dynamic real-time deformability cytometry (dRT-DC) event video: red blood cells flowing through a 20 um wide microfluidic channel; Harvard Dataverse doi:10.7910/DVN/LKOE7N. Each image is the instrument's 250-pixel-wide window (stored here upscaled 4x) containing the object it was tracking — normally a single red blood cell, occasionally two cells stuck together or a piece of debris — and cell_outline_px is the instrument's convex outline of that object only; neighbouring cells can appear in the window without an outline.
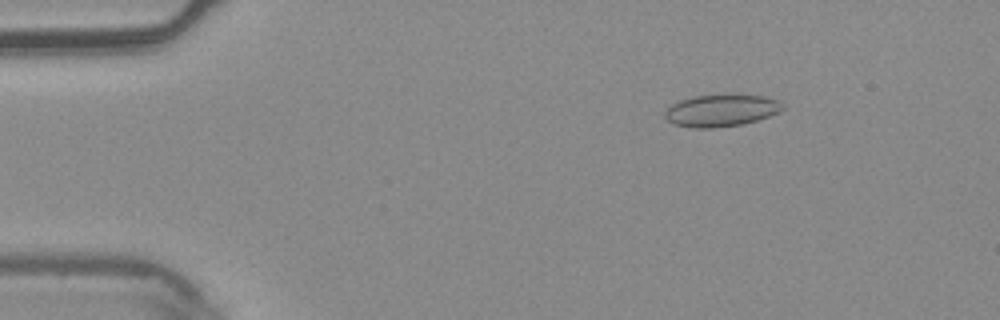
{"species": "common noctule bat (a hibernating species)", "species_latin": "Nyctalus noctula", "temperature_condition": "warm", "stored_images_in_passage": 5, "camera_frame_rate_fps": 3000, "um_per_image_px": 0.085, "animal": {"sex": "male", "body_mass_g": 20.4}, "frame": {"image": 1, "passage_image": 3, "time_ms": 0.667, "image_size_px": [1000, 320], "cell_outline_px": [[784, 108], [768, 116], [744, 124], [716, 128], [692, 128], [676, 124], [668, 120], [664, 116], [664, 112], [672, 104], [680, 100], [692, 96], [764, 96], [780, 100], [784, 104]], "centroid_in_image_um": [61.29, 9.41], "position_along_channel_um": 23.7, "area_um2": 21.62}}
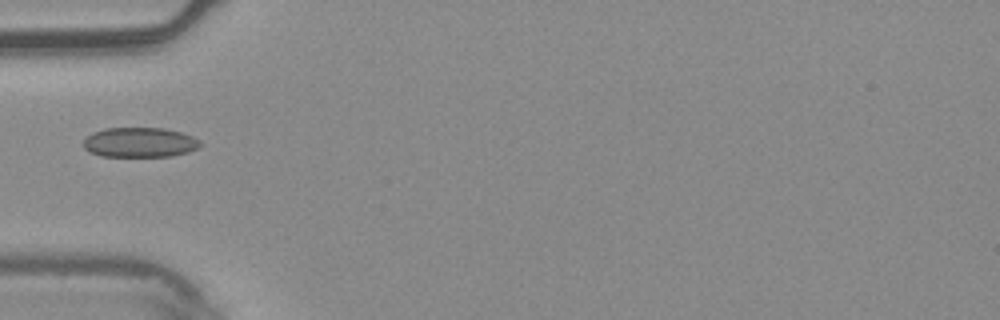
{"frame": {"image": 2, "passage_image": 5, "time_ms": 1.333, "image_size_px": [1000, 320], "cell_outline_px": [[204, 144], [188, 152], [172, 156], [100, 156], [88, 152], [84, 148], [84, 140], [92, 132], [104, 128], [164, 128], [180, 132], [192, 136], [200, 140]], "centroid_in_image_um": [11.87, 12.1], "position_along_channel_um": 73.1, "area_um2": 20.4}}